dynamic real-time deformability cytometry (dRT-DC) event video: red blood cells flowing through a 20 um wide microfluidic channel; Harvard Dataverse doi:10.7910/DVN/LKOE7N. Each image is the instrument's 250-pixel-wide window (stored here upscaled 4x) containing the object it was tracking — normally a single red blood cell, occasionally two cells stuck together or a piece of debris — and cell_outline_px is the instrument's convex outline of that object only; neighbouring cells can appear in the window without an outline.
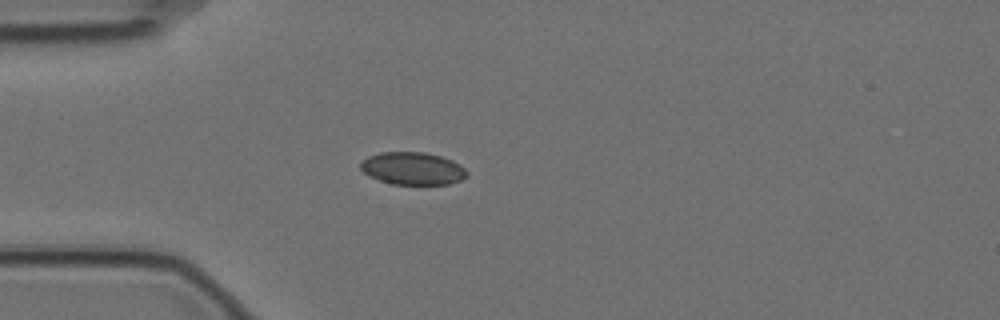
{"species": "Egyptian fruit bat (a non-hibernating species)", "species_latin": "Rousettus aegyptiacus", "temperature_condition": "cold", "stored_images_in_passage": 2, "camera_frame_rate_fps": 3000, "um_per_image_px": 0.085, "animal": {"sex": "female"}, "frame": {"image": 1, "passage_image": 1, "time_ms": 0.0, "image_size_px": [1000, 320], "cell_outline_px": [[468, 176], [460, 180], [448, 184], [392, 184], [368, 176], [360, 168], [360, 160], [368, 156], [380, 152], [424, 152], [440, 156], [452, 160], [460, 164], [468, 172]], "centroid_in_image_um": [35.06, 14.31], "position_along_channel_um": 49.9, "area_um2": 20.29}}